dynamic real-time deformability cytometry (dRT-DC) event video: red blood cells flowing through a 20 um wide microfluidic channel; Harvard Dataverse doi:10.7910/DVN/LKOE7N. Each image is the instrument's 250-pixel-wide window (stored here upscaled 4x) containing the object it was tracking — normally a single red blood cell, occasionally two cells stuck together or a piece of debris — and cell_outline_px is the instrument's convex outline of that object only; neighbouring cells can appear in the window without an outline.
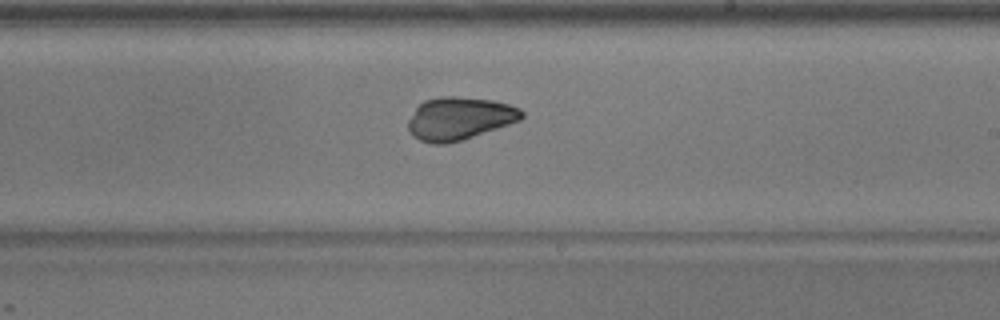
{"species": "common noctule bat (a hibernating species)", "species_latin": "Nyctalus noctula", "temperature_condition": "warm", "stored_images_in_passage": 37, "camera_frame_rate_fps": 3000, "um_per_image_px": 0.085, "animal": {"sex": "male", "body_mass_g": 17.9}, "frame": {"image": 1, "passage_image": 16, "time_ms": 5.0, "image_size_px": [1000, 320], "cell_outline_px": [[524, 116], [520, 120], [448, 144], [432, 144], [420, 140], [412, 136], [408, 132], [408, 120], [416, 108], [424, 100], [440, 96], [456, 96], [492, 100], [508, 104], [520, 108], [524, 112]], "centroid_in_image_um": [39.01, 10.06], "position_along_channel_um": 250.0, "area_um2": 28.21}}